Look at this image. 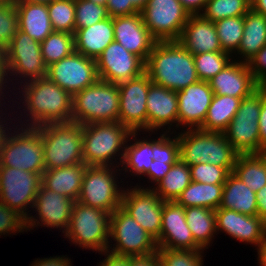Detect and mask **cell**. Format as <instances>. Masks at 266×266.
Instances as JSON below:
<instances>
[{
	"label": "cell",
	"instance_id": "cell-34",
	"mask_svg": "<svg viewBox=\"0 0 266 266\" xmlns=\"http://www.w3.org/2000/svg\"><path fill=\"white\" fill-rule=\"evenodd\" d=\"M232 173L257 193L266 185V152L239 154Z\"/></svg>",
	"mask_w": 266,
	"mask_h": 266
},
{
	"label": "cell",
	"instance_id": "cell-45",
	"mask_svg": "<svg viewBox=\"0 0 266 266\" xmlns=\"http://www.w3.org/2000/svg\"><path fill=\"white\" fill-rule=\"evenodd\" d=\"M19 29L15 3L0 4V46L7 48Z\"/></svg>",
	"mask_w": 266,
	"mask_h": 266
},
{
	"label": "cell",
	"instance_id": "cell-21",
	"mask_svg": "<svg viewBox=\"0 0 266 266\" xmlns=\"http://www.w3.org/2000/svg\"><path fill=\"white\" fill-rule=\"evenodd\" d=\"M213 96L214 92L209 82L202 80L177 91L178 128L183 126L186 127V130L200 129Z\"/></svg>",
	"mask_w": 266,
	"mask_h": 266
},
{
	"label": "cell",
	"instance_id": "cell-56",
	"mask_svg": "<svg viewBox=\"0 0 266 266\" xmlns=\"http://www.w3.org/2000/svg\"><path fill=\"white\" fill-rule=\"evenodd\" d=\"M129 266H161V263L157 253H155L150 256H130Z\"/></svg>",
	"mask_w": 266,
	"mask_h": 266
},
{
	"label": "cell",
	"instance_id": "cell-29",
	"mask_svg": "<svg viewBox=\"0 0 266 266\" xmlns=\"http://www.w3.org/2000/svg\"><path fill=\"white\" fill-rule=\"evenodd\" d=\"M19 30L42 42L53 32L47 4L15 2Z\"/></svg>",
	"mask_w": 266,
	"mask_h": 266
},
{
	"label": "cell",
	"instance_id": "cell-59",
	"mask_svg": "<svg viewBox=\"0 0 266 266\" xmlns=\"http://www.w3.org/2000/svg\"><path fill=\"white\" fill-rule=\"evenodd\" d=\"M256 249L258 250L259 265L266 266V235Z\"/></svg>",
	"mask_w": 266,
	"mask_h": 266
},
{
	"label": "cell",
	"instance_id": "cell-35",
	"mask_svg": "<svg viewBox=\"0 0 266 266\" xmlns=\"http://www.w3.org/2000/svg\"><path fill=\"white\" fill-rule=\"evenodd\" d=\"M136 135L138 132H132V137L135 138L133 143L130 142L128 145L126 142L120 170H125V173L128 171L132 176L138 175L140 177V175H145L148 172L153 161V139H151L152 141L145 140V138L141 140L137 139Z\"/></svg>",
	"mask_w": 266,
	"mask_h": 266
},
{
	"label": "cell",
	"instance_id": "cell-55",
	"mask_svg": "<svg viewBox=\"0 0 266 266\" xmlns=\"http://www.w3.org/2000/svg\"><path fill=\"white\" fill-rule=\"evenodd\" d=\"M70 258L65 257L62 255L60 256H54L50 258H41L35 260L30 266H72Z\"/></svg>",
	"mask_w": 266,
	"mask_h": 266
},
{
	"label": "cell",
	"instance_id": "cell-12",
	"mask_svg": "<svg viewBox=\"0 0 266 266\" xmlns=\"http://www.w3.org/2000/svg\"><path fill=\"white\" fill-rule=\"evenodd\" d=\"M6 64L9 82L21 77L19 82L22 85L27 81L47 77V66L43 61L40 42L19 29L6 48ZM10 76H16L17 79H10Z\"/></svg>",
	"mask_w": 266,
	"mask_h": 266
},
{
	"label": "cell",
	"instance_id": "cell-14",
	"mask_svg": "<svg viewBox=\"0 0 266 266\" xmlns=\"http://www.w3.org/2000/svg\"><path fill=\"white\" fill-rule=\"evenodd\" d=\"M41 182L42 173L0 166V201L27 219V207L33 208Z\"/></svg>",
	"mask_w": 266,
	"mask_h": 266
},
{
	"label": "cell",
	"instance_id": "cell-57",
	"mask_svg": "<svg viewBox=\"0 0 266 266\" xmlns=\"http://www.w3.org/2000/svg\"><path fill=\"white\" fill-rule=\"evenodd\" d=\"M190 15L200 14L208 0H179Z\"/></svg>",
	"mask_w": 266,
	"mask_h": 266
},
{
	"label": "cell",
	"instance_id": "cell-52",
	"mask_svg": "<svg viewBox=\"0 0 266 266\" xmlns=\"http://www.w3.org/2000/svg\"><path fill=\"white\" fill-rule=\"evenodd\" d=\"M260 154L266 152V86H262L261 113L259 117Z\"/></svg>",
	"mask_w": 266,
	"mask_h": 266
},
{
	"label": "cell",
	"instance_id": "cell-50",
	"mask_svg": "<svg viewBox=\"0 0 266 266\" xmlns=\"http://www.w3.org/2000/svg\"><path fill=\"white\" fill-rule=\"evenodd\" d=\"M106 7L111 18L132 15L140 12L131 3V0H108Z\"/></svg>",
	"mask_w": 266,
	"mask_h": 266
},
{
	"label": "cell",
	"instance_id": "cell-28",
	"mask_svg": "<svg viewBox=\"0 0 266 266\" xmlns=\"http://www.w3.org/2000/svg\"><path fill=\"white\" fill-rule=\"evenodd\" d=\"M87 165L79 163L72 166L45 170L42 185L51 191L77 201L81 192L83 175Z\"/></svg>",
	"mask_w": 266,
	"mask_h": 266
},
{
	"label": "cell",
	"instance_id": "cell-64",
	"mask_svg": "<svg viewBox=\"0 0 266 266\" xmlns=\"http://www.w3.org/2000/svg\"><path fill=\"white\" fill-rule=\"evenodd\" d=\"M89 1H92V2L100 4V5H104V6H106L107 2H108V0H89Z\"/></svg>",
	"mask_w": 266,
	"mask_h": 266
},
{
	"label": "cell",
	"instance_id": "cell-60",
	"mask_svg": "<svg viewBox=\"0 0 266 266\" xmlns=\"http://www.w3.org/2000/svg\"><path fill=\"white\" fill-rule=\"evenodd\" d=\"M2 111L3 110H0V112H1V114H0V149H1V147H2V144H3V141H4V138H5V136L8 134V132H9V130H12L10 127L11 126H9V127H7L8 125H7V123H8V120H7V118L5 119V117L4 118H1V117H3V113H2ZM2 119V120H1ZM7 121V122H6ZM4 122V123H3ZM6 122V123H5ZM6 125V126H5Z\"/></svg>",
	"mask_w": 266,
	"mask_h": 266
},
{
	"label": "cell",
	"instance_id": "cell-18",
	"mask_svg": "<svg viewBox=\"0 0 266 266\" xmlns=\"http://www.w3.org/2000/svg\"><path fill=\"white\" fill-rule=\"evenodd\" d=\"M95 60L99 79L110 83L118 84L145 72L146 62L115 40Z\"/></svg>",
	"mask_w": 266,
	"mask_h": 266
},
{
	"label": "cell",
	"instance_id": "cell-5",
	"mask_svg": "<svg viewBox=\"0 0 266 266\" xmlns=\"http://www.w3.org/2000/svg\"><path fill=\"white\" fill-rule=\"evenodd\" d=\"M36 128L43 142L45 170L84 163L81 124L70 121L48 123Z\"/></svg>",
	"mask_w": 266,
	"mask_h": 266
},
{
	"label": "cell",
	"instance_id": "cell-51",
	"mask_svg": "<svg viewBox=\"0 0 266 266\" xmlns=\"http://www.w3.org/2000/svg\"><path fill=\"white\" fill-rule=\"evenodd\" d=\"M173 164H167V161L153 160L150 164L148 172L144 175L147 176L149 181L153 184H157L161 179L165 177L167 172L171 169Z\"/></svg>",
	"mask_w": 266,
	"mask_h": 266
},
{
	"label": "cell",
	"instance_id": "cell-30",
	"mask_svg": "<svg viewBox=\"0 0 266 266\" xmlns=\"http://www.w3.org/2000/svg\"><path fill=\"white\" fill-rule=\"evenodd\" d=\"M265 45L266 17L250 8L244 15L243 36L238 50L234 54L236 56L239 54L242 57L238 56L241 59H238V61L247 63Z\"/></svg>",
	"mask_w": 266,
	"mask_h": 266
},
{
	"label": "cell",
	"instance_id": "cell-41",
	"mask_svg": "<svg viewBox=\"0 0 266 266\" xmlns=\"http://www.w3.org/2000/svg\"><path fill=\"white\" fill-rule=\"evenodd\" d=\"M47 8L53 31L75 33V0H53Z\"/></svg>",
	"mask_w": 266,
	"mask_h": 266
},
{
	"label": "cell",
	"instance_id": "cell-19",
	"mask_svg": "<svg viewBox=\"0 0 266 266\" xmlns=\"http://www.w3.org/2000/svg\"><path fill=\"white\" fill-rule=\"evenodd\" d=\"M74 202L65 195L51 191L41 184L33 205L38 216L36 218L39 220L35 218V215H29L26 219L27 230L30 231L31 228L33 230L35 226H43L63 229L62 232L65 233L70 224Z\"/></svg>",
	"mask_w": 266,
	"mask_h": 266
},
{
	"label": "cell",
	"instance_id": "cell-7",
	"mask_svg": "<svg viewBox=\"0 0 266 266\" xmlns=\"http://www.w3.org/2000/svg\"><path fill=\"white\" fill-rule=\"evenodd\" d=\"M17 126L12 125L14 132L11 134L10 130L4 138L0 149V166L43 173L45 162L40 131L36 127Z\"/></svg>",
	"mask_w": 266,
	"mask_h": 266
},
{
	"label": "cell",
	"instance_id": "cell-49",
	"mask_svg": "<svg viewBox=\"0 0 266 266\" xmlns=\"http://www.w3.org/2000/svg\"><path fill=\"white\" fill-rule=\"evenodd\" d=\"M253 78L260 86H266V45L247 62Z\"/></svg>",
	"mask_w": 266,
	"mask_h": 266
},
{
	"label": "cell",
	"instance_id": "cell-32",
	"mask_svg": "<svg viewBox=\"0 0 266 266\" xmlns=\"http://www.w3.org/2000/svg\"><path fill=\"white\" fill-rule=\"evenodd\" d=\"M241 101L229 95L214 94L200 130L223 133L236 115Z\"/></svg>",
	"mask_w": 266,
	"mask_h": 266
},
{
	"label": "cell",
	"instance_id": "cell-65",
	"mask_svg": "<svg viewBox=\"0 0 266 266\" xmlns=\"http://www.w3.org/2000/svg\"><path fill=\"white\" fill-rule=\"evenodd\" d=\"M15 3V0H0V4Z\"/></svg>",
	"mask_w": 266,
	"mask_h": 266
},
{
	"label": "cell",
	"instance_id": "cell-24",
	"mask_svg": "<svg viewBox=\"0 0 266 266\" xmlns=\"http://www.w3.org/2000/svg\"><path fill=\"white\" fill-rule=\"evenodd\" d=\"M147 132L158 131L168 126L178 128V97L177 92L152 83L146 100ZM176 123V124H175ZM171 127V128H170Z\"/></svg>",
	"mask_w": 266,
	"mask_h": 266
},
{
	"label": "cell",
	"instance_id": "cell-44",
	"mask_svg": "<svg viewBox=\"0 0 266 266\" xmlns=\"http://www.w3.org/2000/svg\"><path fill=\"white\" fill-rule=\"evenodd\" d=\"M108 17L106 6L89 0H75V29L89 27Z\"/></svg>",
	"mask_w": 266,
	"mask_h": 266
},
{
	"label": "cell",
	"instance_id": "cell-53",
	"mask_svg": "<svg viewBox=\"0 0 266 266\" xmlns=\"http://www.w3.org/2000/svg\"><path fill=\"white\" fill-rule=\"evenodd\" d=\"M101 254H104L106 258L98 266H129L130 256L118 255L109 250H105Z\"/></svg>",
	"mask_w": 266,
	"mask_h": 266
},
{
	"label": "cell",
	"instance_id": "cell-43",
	"mask_svg": "<svg viewBox=\"0 0 266 266\" xmlns=\"http://www.w3.org/2000/svg\"><path fill=\"white\" fill-rule=\"evenodd\" d=\"M204 250H179L158 247L161 266H202Z\"/></svg>",
	"mask_w": 266,
	"mask_h": 266
},
{
	"label": "cell",
	"instance_id": "cell-46",
	"mask_svg": "<svg viewBox=\"0 0 266 266\" xmlns=\"http://www.w3.org/2000/svg\"><path fill=\"white\" fill-rule=\"evenodd\" d=\"M170 137L166 130L157 140H153V160L158 159L167 161V164H175L180 159L178 136Z\"/></svg>",
	"mask_w": 266,
	"mask_h": 266
},
{
	"label": "cell",
	"instance_id": "cell-62",
	"mask_svg": "<svg viewBox=\"0 0 266 266\" xmlns=\"http://www.w3.org/2000/svg\"><path fill=\"white\" fill-rule=\"evenodd\" d=\"M148 0H131V3L141 11L147 4Z\"/></svg>",
	"mask_w": 266,
	"mask_h": 266
},
{
	"label": "cell",
	"instance_id": "cell-13",
	"mask_svg": "<svg viewBox=\"0 0 266 266\" xmlns=\"http://www.w3.org/2000/svg\"><path fill=\"white\" fill-rule=\"evenodd\" d=\"M140 13L157 41H177L190 16L179 0H148Z\"/></svg>",
	"mask_w": 266,
	"mask_h": 266
},
{
	"label": "cell",
	"instance_id": "cell-38",
	"mask_svg": "<svg viewBox=\"0 0 266 266\" xmlns=\"http://www.w3.org/2000/svg\"><path fill=\"white\" fill-rule=\"evenodd\" d=\"M40 49L43 61L48 67L75 51L74 34L53 31L40 43Z\"/></svg>",
	"mask_w": 266,
	"mask_h": 266
},
{
	"label": "cell",
	"instance_id": "cell-40",
	"mask_svg": "<svg viewBox=\"0 0 266 266\" xmlns=\"http://www.w3.org/2000/svg\"><path fill=\"white\" fill-rule=\"evenodd\" d=\"M222 51L231 55L238 50L243 32L244 16L230 17L214 22Z\"/></svg>",
	"mask_w": 266,
	"mask_h": 266
},
{
	"label": "cell",
	"instance_id": "cell-10",
	"mask_svg": "<svg viewBox=\"0 0 266 266\" xmlns=\"http://www.w3.org/2000/svg\"><path fill=\"white\" fill-rule=\"evenodd\" d=\"M116 167L119 168L118 166H87L77 201L110 214L121 207L124 189L117 185L122 182L117 183L118 171L121 170Z\"/></svg>",
	"mask_w": 266,
	"mask_h": 266
},
{
	"label": "cell",
	"instance_id": "cell-63",
	"mask_svg": "<svg viewBox=\"0 0 266 266\" xmlns=\"http://www.w3.org/2000/svg\"><path fill=\"white\" fill-rule=\"evenodd\" d=\"M53 0H15V2H27V3H41L49 4Z\"/></svg>",
	"mask_w": 266,
	"mask_h": 266
},
{
	"label": "cell",
	"instance_id": "cell-48",
	"mask_svg": "<svg viewBox=\"0 0 266 266\" xmlns=\"http://www.w3.org/2000/svg\"><path fill=\"white\" fill-rule=\"evenodd\" d=\"M27 231L26 218L0 201V236ZM15 232V233H14Z\"/></svg>",
	"mask_w": 266,
	"mask_h": 266
},
{
	"label": "cell",
	"instance_id": "cell-33",
	"mask_svg": "<svg viewBox=\"0 0 266 266\" xmlns=\"http://www.w3.org/2000/svg\"><path fill=\"white\" fill-rule=\"evenodd\" d=\"M223 185L191 181L175 201L184 208L205 207L216 210L221 204Z\"/></svg>",
	"mask_w": 266,
	"mask_h": 266
},
{
	"label": "cell",
	"instance_id": "cell-4",
	"mask_svg": "<svg viewBox=\"0 0 266 266\" xmlns=\"http://www.w3.org/2000/svg\"><path fill=\"white\" fill-rule=\"evenodd\" d=\"M180 159L188 166L210 163L225 167L230 173L239 153L223 133L187 129L178 133Z\"/></svg>",
	"mask_w": 266,
	"mask_h": 266
},
{
	"label": "cell",
	"instance_id": "cell-31",
	"mask_svg": "<svg viewBox=\"0 0 266 266\" xmlns=\"http://www.w3.org/2000/svg\"><path fill=\"white\" fill-rule=\"evenodd\" d=\"M219 207L257 216L256 193L231 172L223 185Z\"/></svg>",
	"mask_w": 266,
	"mask_h": 266
},
{
	"label": "cell",
	"instance_id": "cell-15",
	"mask_svg": "<svg viewBox=\"0 0 266 266\" xmlns=\"http://www.w3.org/2000/svg\"><path fill=\"white\" fill-rule=\"evenodd\" d=\"M152 84L146 72L138 77L118 83L119 117L118 122L131 132L147 133L146 100Z\"/></svg>",
	"mask_w": 266,
	"mask_h": 266
},
{
	"label": "cell",
	"instance_id": "cell-3",
	"mask_svg": "<svg viewBox=\"0 0 266 266\" xmlns=\"http://www.w3.org/2000/svg\"><path fill=\"white\" fill-rule=\"evenodd\" d=\"M82 134L83 161L87 166H117L118 164L120 167L126 142L134 140L132 132L119 122L85 124L82 125ZM117 156H120V162L116 161Z\"/></svg>",
	"mask_w": 266,
	"mask_h": 266
},
{
	"label": "cell",
	"instance_id": "cell-61",
	"mask_svg": "<svg viewBox=\"0 0 266 266\" xmlns=\"http://www.w3.org/2000/svg\"><path fill=\"white\" fill-rule=\"evenodd\" d=\"M251 8L266 17V0H250Z\"/></svg>",
	"mask_w": 266,
	"mask_h": 266
},
{
	"label": "cell",
	"instance_id": "cell-36",
	"mask_svg": "<svg viewBox=\"0 0 266 266\" xmlns=\"http://www.w3.org/2000/svg\"><path fill=\"white\" fill-rule=\"evenodd\" d=\"M185 216L194 241L203 250L208 249L217 232L215 210L205 207H186Z\"/></svg>",
	"mask_w": 266,
	"mask_h": 266
},
{
	"label": "cell",
	"instance_id": "cell-25",
	"mask_svg": "<svg viewBox=\"0 0 266 266\" xmlns=\"http://www.w3.org/2000/svg\"><path fill=\"white\" fill-rule=\"evenodd\" d=\"M208 82L215 95H229L240 99L249 96L260 86L253 78L247 63L236 59Z\"/></svg>",
	"mask_w": 266,
	"mask_h": 266
},
{
	"label": "cell",
	"instance_id": "cell-22",
	"mask_svg": "<svg viewBox=\"0 0 266 266\" xmlns=\"http://www.w3.org/2000/svg\"><path fill=\"white\" fill-rule=\"evenodd\" d=\"M114 40L145 62L157 40L143 23L141 13L113 18Z\"/></svg>",
	"mask_w": 266,
	"mask_h": 266
},
{
	"label": "cell",
	"instance_id": "cell-23",
	"mask_svg": "<svg viewBox=\"0 0 266 266\" xmlns=\"http://www.w3.org/2000/svg\"><path fill=\"white\" fill-rule=\"evenodd\" d=\"M215 216L216 231L225 232L240 242L258 247L266 235V221L258 215L250 216L219 207L215 210Z\"/></svg>",
	"mask_w": 266,
	"mask_h": 266
},
{
	"label": "cell",
	"instance_id": "cell-47",
	"mask_svg": "<svg viewBox=\"0 0 266 266\" xmlns=\"http://www.w3.org/2000/svg\"><path fill=\"white\" fill-rule=\"evenodd\" d=\"M191 181L206 184H224L230 172L225 167L210 163H198L189 166Z\"/></svg>",
	"mask_w": 266,
	"mask_h": 266
},
{
	"label": "cell",
	"instance_id": "cell-17",
	"mask_svg": "<svg viewBox=\"0 0 266 266\" xmlns=\"http://www.w3.org/2000/svg\"><path fill=\"white\" fill-rule=\"evenodd\" d=\"M47 77L72 97L99 79L96 60L76 51L48 66Z\"/></svg>",
	"mask_w": 266,
	"mask_h": 266
},
{
	"label": "cell",
	"instance_id": "cell-2",
	"mask_svg": "<svg viewBox=\"0 0 266 266\" xmlns=\"http://www.w3.org/2000/svg\"><path fill=\"white\" fill-rule=\"evenodd\" d=\"M145 72L152 83L176 92L199 80L193 54L178 41H157Z\"/></svg>",
	"mask_w": 266,
	"mask_h": 266
},
{
	"label": "cell",
	"instance_id": "cell-8",
	"mask_svg": "<svg viewBox=\"0 0 266 266\" xmlns=\"http://www.w3.org/2000/svg\"><path fill=\"white\" fill-rule=\"evenodd\" d=\"M111 214L95 207L74 202L65 237L83 249L103 252L110 246Z\"/></svg>",
	"mask_w": 266,
	"mask_h": 266
},
{
	"label": "cell",
	"instance_id": "cell-11",
	"mask_svg": "<svg viewBox=\"0 0 266 266\" xmlns=\"http://www.w3.org/2000/svg\"><path fill=\"white\" fill-rule=\"evenodd\" d=\"M109 237L116 243L107 250L118 255L150 256L158 249L156 240L121 207L111 213Z\"/></svg>",
	"mask_w": 266,
	"mask_h": 266
},
{
	"label": "cell",
	"instance_id": "cell-20",
	"mask_svg": "<svg viewBox=\"0 0 266 266\" xmlns=\"http://www.w3.org/2000/svg\"><path fill=\"white\" fill-rule=\"evenodd\" d=\"M157 246L179 250H203L194 241L186 222L185 208L176 201H164L161 234Z\"/></svg>",
	"mask_w": 266,
	"mask_h": 266
},
{
	"label": "cell",
	"instance_id": "cell-39",
	"mask_svg": "<svg viewBox=\"0 0 266 266\" xmlns=\"http://www.w3.org/2000/svg\"><path fill=\"white\" fill-rule=\"evenodd\" d=\"M250 8V0H208L200 15L214 23L225 18L244 16Z\"/></svg>",
	"mask_w": 266,
	"mask_h": 266
},
{
	"label": "cell",
	"instance_id": "cell-42",
	"mask_svg": "<svg viewBox=\"0 0 266 266\" xmlns=\"http://www.w3.org/2000/svg\"><path fill=\"white\" fill-rule=\"evenodd\" d=\"M232 56L225 51L193 55L199 80L208 82L233 60Z\"/></svg>",
	"mask_w": 266,
	"mask_h": 266
},
{
	"label": "cell",
	"instance_id": "cell-26",
	"mask_svg": "<svg viewBox=\"0 0 266 266\" xmlns=\"http://www.w3.org/2000/svg\"><path fill=\"white\" fill-rule=\"evenodd\" d=\"M177 41L193 55L222 51L214 23L200 14L189 16Z\"/></svg>",
	"mask_w": 266,
	"mask_h": 266
},
{
	"label": "cell",
	"instance_id": "cell-16",
	"mask_svg": "<svg viewBox=\"0 0 266 266\" xmlns=\"http://www.w3.org/2000/svg\"><path fill=\"white\" fill-rule=\"evenodd\" d=\"M136 185L123 192L121 208L149 234L156 242L160 239L161 218L164 201L151 189ZM143 187V188H142Z\"/></svg>",
	"mask_w": 266,
	"mask_h": 266
},
{
	"label": "cell",
	"instance_id": "cell-37",
	"mask_svg": "<svg viewBox=\"0 0 266 266\" xmlns=\"http://www.w3.org/2000/svg\"><path fill=\"white\" fill-rule=\"evenodd\" d=\"M190 183V168L186 163L179 159L172 165L165 177L156 184V187L151 189L161 200L175 201Z\"/></svg>",
	"mask_w": 266,
	"mask_h": 266
},
{
	"label": "cell",
	"instance_id": "cell-1",
	"mask_svg": "<svg viewBox=\"0 0 266 266\" xmlns=\"http://www.w3.org/2000/svg\"><path fill=\"white\" fill-rule=\"evenodd\" d=\"M20 85V102L27 120L18 121L24 127H38L48 123L70 122L72 96L48 77L27 81ZM23 86V88H22ZM28 112V113H27ZM26 121V122H25ZM22 122V124H21ZM26 124H25V123ZM29 122V123H27ZM24 123V124H23Z\"/></svg>",
	"mask_w": 266,
	"mask_h": 266
},
{
	"label": "cell",
	"instance_id": "cell-9",
	"mask_svg": "<svg viewBox=\"0 0 266 266\" xmlns=\"http://www.w3.org/2000/svg\"><path fill=\"white\" fill-rule=\"evenodd\" d=\"M262 86L244 97L240 107L223 132L239 154H260L259 117Z\"/></svg>",
	"mask_w": 266,
	"mask_h": 266
},
{
	"label": "cell",
	"instance_id": "cell-6",
	"mask_svg": "<svg viewBox=\"0 0 266 266\" xmlns=\"http://www.w3.org/2000/svg\"><path fill=\"white\" fill-rule=\"evenodd\" d=\"M118 84L98 79L72 98L71 121L89 123L118 122Z\"/></svg>",
	"mask_w": 266,
	"mask_h": 266
},
{
	"label": "cell",
	"instance_id": "cell-54",
	"mask_svg": "<svg viewBox=\"0 0 266 266\" xmlns=\"http://www.w3.org/2000/svg\"><path fill=\"white\" fill-rule=\"evenodd\" d=\"M8 79L9 77H8L7 64H6V49L0 46V100H4V98L2 97L6 96L4 94V91H6L5 89L6 87H8L6 85L7 83H9V81H7Z\"/></svg>",
	"mask_w": 266,
	"mask_h": 266
},
{
	"label": "cell",
	"instance_id": "cell-27",
	"mask_svg": "<svg viewBox=\"0 0 266 266\" xmlns=\"http://www.w3.org/2000/svg\"><path fill=\"white\" fill-rule=\"evenodd\" d=\"M114 41L113 18L108 17L89 27L75 29V51L96 59Z\"/></svg>",
	"mask_w": 266,
	"mask_h": 266
},
{
	"label": "cell",
	"instance_id": "cell-58",
	"mask_svg": "<svg viewBox=\"0 0 266 266\" xmlns=\"http://www.w3.org/2000/svg\"><path fill=\"white\" fill-rule=\"evenodd\" d=\"M257 215L266 221V185L256 193Z\"/></svg>",
	"mask_w": 266,
	"mask_h": 266
}]
</instances>
